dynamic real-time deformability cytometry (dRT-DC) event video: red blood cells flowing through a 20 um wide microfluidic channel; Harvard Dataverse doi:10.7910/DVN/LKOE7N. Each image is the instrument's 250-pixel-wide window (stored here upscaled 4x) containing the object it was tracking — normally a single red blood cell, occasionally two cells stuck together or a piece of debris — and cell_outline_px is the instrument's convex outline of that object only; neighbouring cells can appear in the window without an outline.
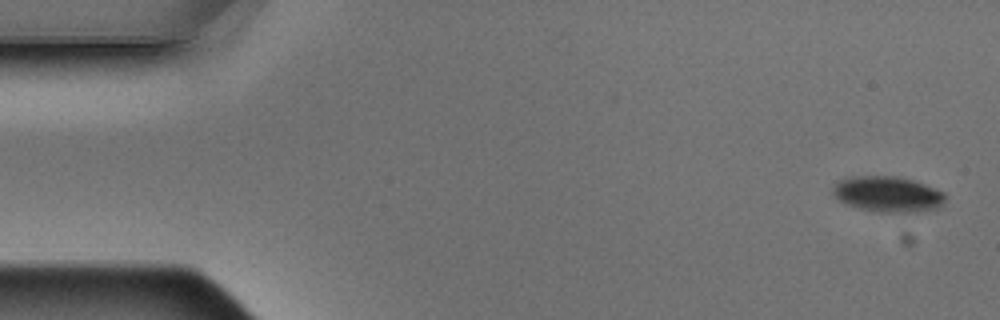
{"species": "Egyptian fruit bat (a non-hibernating species)", "species_latin": "Rousettus aegyptiacus", "temperature_condition": "warm", "stored_images_in_passage": 4, "camera_frame_rate_fps": 3000, "um_per_image_px": 0.085, "animal": {"sex": "male"}, "frame": {"image": 1, "passage_image": 1, "time_ms": 0.0, "image_size_px": [1000, 320], "cell_outline_px": [[944, 200], [940, 208], [912, 212], [876, 212], [860, 208], [836, 200], [832, 192], [832, 188], [840, 180], [848, 176], [896, 176], [912, 180], [924, 184], [944, 192]], "centroid_in_image_um": [75.43, 16.5], "position_along_channel_um": 9.6, "area_um2": 23.35}}